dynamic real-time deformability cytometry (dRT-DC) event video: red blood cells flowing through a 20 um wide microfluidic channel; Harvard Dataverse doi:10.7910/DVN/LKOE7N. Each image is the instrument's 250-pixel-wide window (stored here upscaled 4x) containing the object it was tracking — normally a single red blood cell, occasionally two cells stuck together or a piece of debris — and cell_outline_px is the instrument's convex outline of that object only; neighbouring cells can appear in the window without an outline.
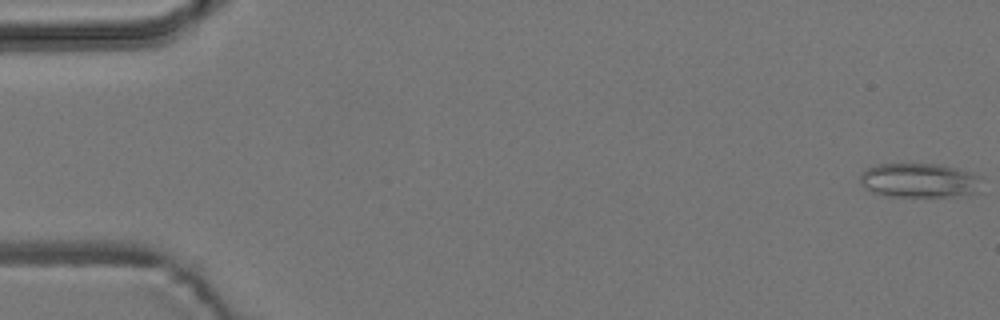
{"species": "common noctule bat (a hibernating species)", "species_latin": "Nyctalus noctula", "temperature_condition": "room temperature", "stored_images_in_passage": 54, "camera_frame_rate_fps": 3000, "um_per_image_px": 0.085, "animal": {"sex": "male", "body_mass_g": 19.2, "forearm_length_mm": 51.8}, "frame": {"image": 1, "passage_image": 1, "time_ms": 0.0, "image_size_px": [1000, 320], "cell_outline_px": [[980, 192], [956, 196], [892, 196], [872, 192], [860, 184], [860, 176], [868, 168], [876, 164], [944, 164], [972, 172], [980, 176]], "centroid_in_image_um": [78.19, 15.32], "position_along_channel_um": 6.8, "area_um2": 24.45}}
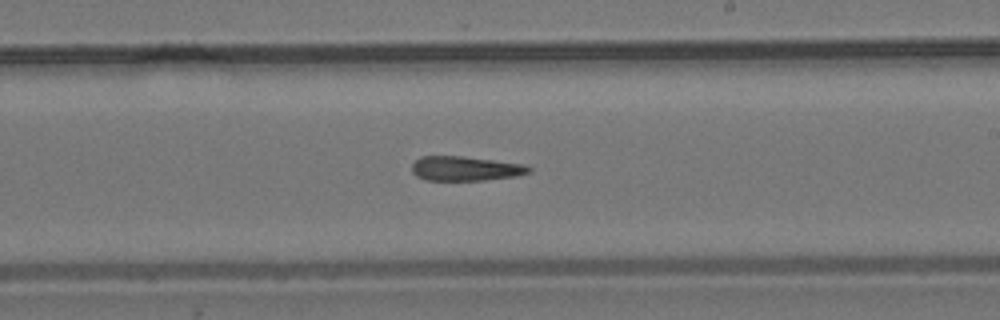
{"frame": {"image": 2, "passage_image": 32, "time_ms": 10.333, "image_size_px": [1000, 320], "cell_outline_px": [[532, 172], [516, 176], [484, 180], [424, 180], [416, 176], [412, 172], [412, 164], [420, 156], [464, 156], [524, 164], [532, 168]], "centroid_in_image_um": [39.56, 14.32], "position_along_channel_um": 249.4, "area_um2": 16.82}}
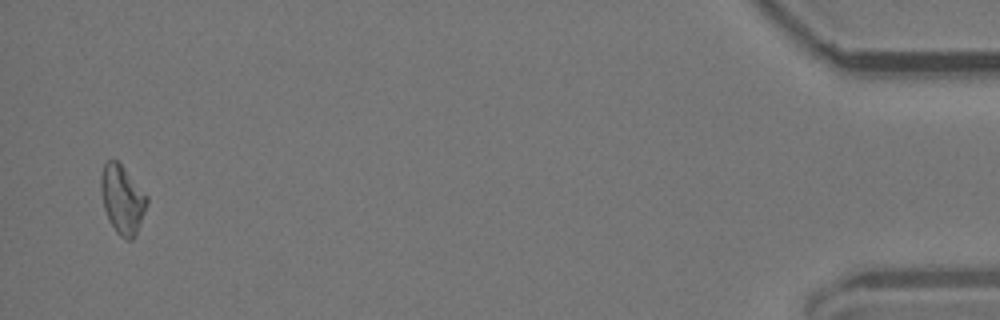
{"frame": {"image": 3, "passage_image": 53, "time_ms": 17.333, "image_size_px": [1000, 320], "cell_outline_px": [[148, 204], [136, 236], [132, 240], [128, 240], [120, 236], [116, 232], [104, 208], [100, 192], [100, 176], [104, 164], [108, 160], [116, 160], [120, 164], [148, 196]], "centroid_in_image_um": [10.4, 16.97], "position_along_channel_um": 424.8, "area_um2": 18.32}, "authors_computed_cell_mechanics": {"area_um2": 18.1781, "velocity_mm_per_s": 3.7916, "shape_relaxation_time_tau1_ms": null, "shape_relaxation_time_tau2_ms": 8.2411, "deformation_change_tau1": null, "deformation_change_tau2": 0.2361}}